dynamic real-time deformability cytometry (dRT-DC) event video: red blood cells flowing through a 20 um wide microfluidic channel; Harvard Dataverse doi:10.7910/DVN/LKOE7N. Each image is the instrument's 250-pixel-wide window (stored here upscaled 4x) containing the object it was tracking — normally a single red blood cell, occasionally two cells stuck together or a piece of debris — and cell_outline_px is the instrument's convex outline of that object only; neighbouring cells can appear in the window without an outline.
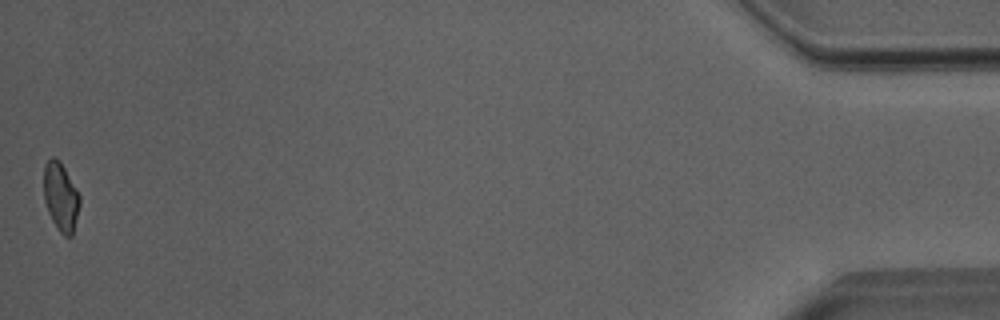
{"species": "Egyptian fruit bat (a non-hibernating species)", "species_latin": "Rousettus aegyptiacus", "temperature_condition": "room temperature", "stored_images_in_passage": 45, "camera_frame_rate_fps": 3000, "um_per_image_px": 0.085, "animal": {"sex": "male"}, "frame": {"image": 1, "passage_image": 45, "time_ms": 14.667, "image_size_px": [1000, 320], "cell_outline_px": [[80, 204], [72, 236], [64, 236], [60, 232], [52, 220], [48, 212], [44, 200], [44, 164], [52, 156], [60, 160], [76, 188], [80, 196]], "centroid_in_image_um": [5.16, 16.71], "position_along_channel_um": 430.0, "area_um2": 14.33}, "authors_computed_cell_mechanics": {"area_um2": 15.2592, "velocity_mm_per_s": 4.0298, "shape_relaxation_time_tau1_ms": 6.2003, "shape_relaxation_time_tau2_ms": 2.2928, "deformation_change_tau1": 0.1248, "deformation_change_tau2": 0.0754}}